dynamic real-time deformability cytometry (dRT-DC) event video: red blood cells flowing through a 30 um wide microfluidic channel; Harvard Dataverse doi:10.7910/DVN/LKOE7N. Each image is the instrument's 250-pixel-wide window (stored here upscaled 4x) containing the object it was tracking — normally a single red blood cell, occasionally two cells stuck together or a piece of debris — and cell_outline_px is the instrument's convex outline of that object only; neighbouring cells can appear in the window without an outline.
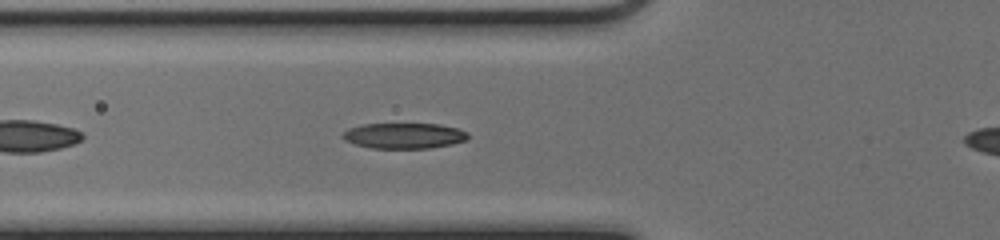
{"species": "common noctule bat (a hibernating species)", "species_latin": "Nyctalus noctula", "temperature_condition": "cold", "stored_images_in_passage": 32, "camera_frame_rate_fps": 3000, "um_per_image_px": 0.085, "animal": {"sex": "female", "body_mass_g": 17.0, "forearm_length_mm": 48.0}, "frame": {"image": 1, "passage_image": 5, "time_ms": 1.333, "image_size_px": [1000, 240], "cell_outline_px": [[468, 136], [464, 140], [452, 144], [432, 148], [368, 148], [344, 140], [340, 136], [348, 128], [364, 124], [440, 124], [456, 128], [468, 132]], "centroid_in_image_um": [34.31, 11.54], "position_along_channel_um": 91.5, "area_um2": 18.67}}
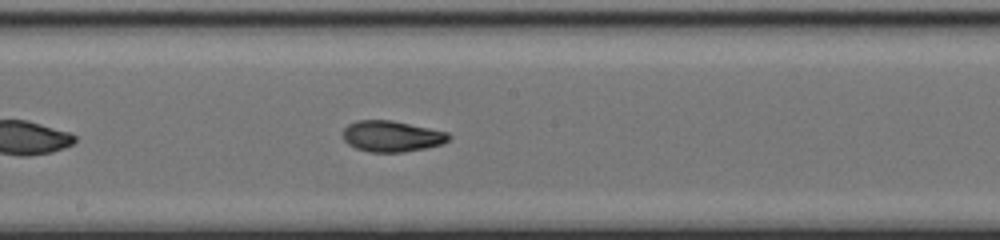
{"frame": {"image": 2, "passage_image": 14, "time_ms": 4.333, "image_size_px": [1000, 240], "cell_outline_px": [[452, 136], [448, 140], [440, 144], [424, 148], [404, 152], [368, 152], [356, 148], [348, 144], [344, 140], [344, 128], [348, 124], [356, 120], [392, 120], [448, 132]], "centroid_in_image_um": [33.28, 11.58], "position_along_channel_um": 214.9, "area_um2": 19.07}}
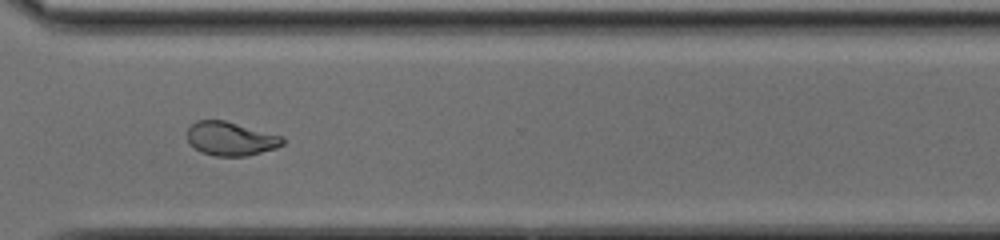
{"frame": {"image": 3, "passage_image": 24, "time_ms": 7.667, "image_size_px": [1000, 240], "cell_outline_px": [[284, 144], [276, 148], [248, 156], [216, 156], [200, 152], [188, 140], [188, 128], [196, 120], [224, 120], [284, 136]], "centroid_in_image_um": [19.64, 11.79], "position_along_channel_um": 351.0, "area_um2": 18.79}}